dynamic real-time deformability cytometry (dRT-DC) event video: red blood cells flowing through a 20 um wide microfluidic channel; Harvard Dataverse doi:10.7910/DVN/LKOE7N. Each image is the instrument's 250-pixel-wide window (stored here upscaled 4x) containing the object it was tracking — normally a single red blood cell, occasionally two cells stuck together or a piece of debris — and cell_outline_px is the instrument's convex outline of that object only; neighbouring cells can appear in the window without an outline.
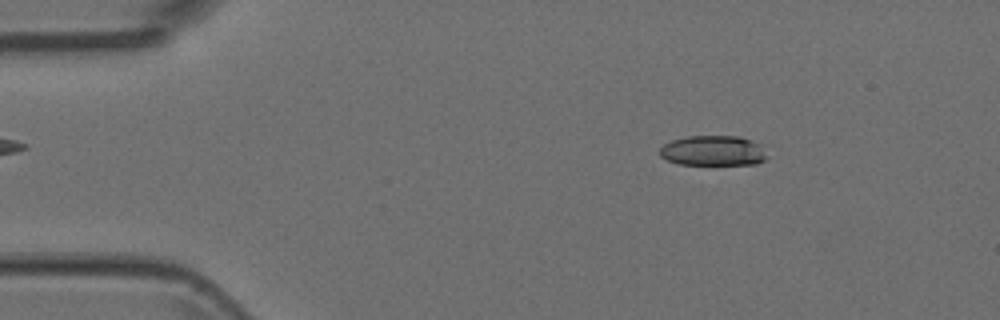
{"species": "Egyptian fruit bat (a non-hibernating species)", "species_latin": "Rousettus aegyptiacus", "temperature_condition": "room temperature", "stored_images_in_passage": 5, "camera_frame_rate_fps": 3000, "um_per_image_px": 0.085, "animal": {"sex": "female"}, "frame": {"image": 1, "passage_image": 3, "time_ms": 0.667, "image_size_px": [1000, 320], "cell_outline_px": [[768, 156], [764, 160], [756, 164], [680, 164], [668, 160], [660, 156], [660, 148], [664, 144], [672, 140], [688, 136], [740, 136], [768, 144]], "centroid_in_image_um": [60.75, 12.79], "position_along_channel_um": 24.2, "area_um2": 19.36}}
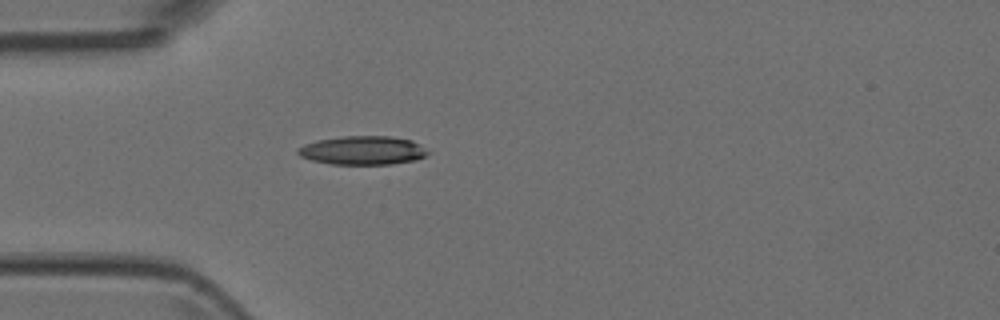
{"frame": {"image": 2, "passage_image": 5, "time_ms": 1.333, "image_size_px": [1000, 320], "cell_outline_px": [[432, 152], [416, 160], [392, 164], [332, 164], [312, 160], [300, 156], [296, 152], [296, 148], [304, 144], [316, 140], [340, 136], [388, 136], [412, 140], [420, 144]], "centroid_in_image_um": [30.84, 12.77], "position_along_channel_um": 54.2, "area_um2": 21.96}}